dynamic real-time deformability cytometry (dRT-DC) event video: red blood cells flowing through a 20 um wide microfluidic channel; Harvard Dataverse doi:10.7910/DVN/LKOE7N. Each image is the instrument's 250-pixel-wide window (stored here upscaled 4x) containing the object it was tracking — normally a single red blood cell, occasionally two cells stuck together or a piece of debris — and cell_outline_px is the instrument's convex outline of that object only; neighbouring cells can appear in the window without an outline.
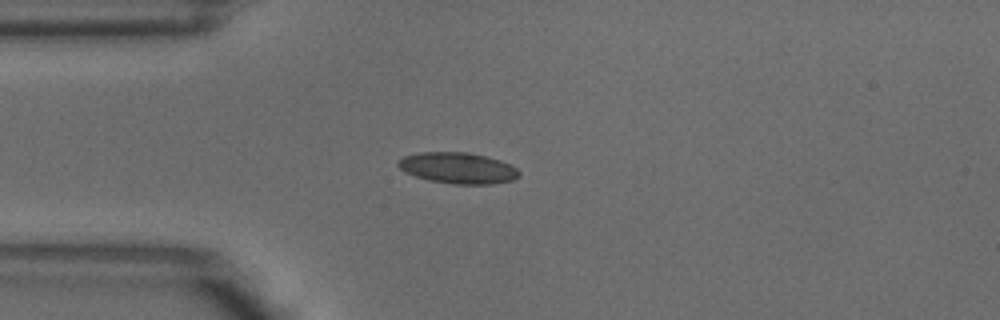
{"species": "common noctule bat (a hibernating species)", "species_latin": "Nyctalus noctula", "temperature_condition": "warm", "stored_images_in_passage": 1, "camera_frame_rate_fps": 3000, "um_per_image_px": 0.085, "animal": {"sex": "male", "body_mass_g": 18.8}, "frame": {"image": 1, "passage_image": 1, "time_ms": 0.0, "image_size_px": [1000, 320], "cell_outline_px": [[520, 176], [512, 180], [492, 184], [452, 184], [428, 180], [404, 172], [396, 164], [404, 156], [420, 152], [468, 152], [500, 160], [516, 168], [520, 172]], "centroid_in_image_um": [38.92, 14.28], "position_along_channel_um": 46.1, "area_um2": 21.85}}